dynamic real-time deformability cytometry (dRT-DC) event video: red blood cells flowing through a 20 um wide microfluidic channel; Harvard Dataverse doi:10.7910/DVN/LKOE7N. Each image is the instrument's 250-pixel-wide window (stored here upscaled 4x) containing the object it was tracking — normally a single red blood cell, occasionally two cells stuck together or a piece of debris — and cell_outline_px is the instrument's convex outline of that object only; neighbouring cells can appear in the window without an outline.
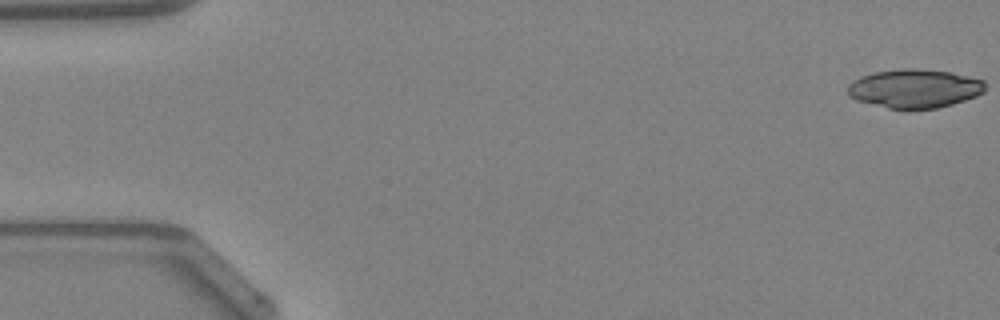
{"species": "Egyptian fruit bat (a non-hibernating species)", "species_latin": "Rousettus aegyptiacus", "temperature_condition": "warm", "stored_images_in_passage": 47, "camera_frame_rate_fps": 3000, "um_per_image_px": 0.085, "animal": {"sex": "female"}, "frame": {"image": 1, "passage_image": 1, "time_ms": 0.0, "image_size_px": [1000, 320], "cell_outline_px": [[984, 92], [976, 96], [952, 104], [936, 108], [908, 112], [904, 112], [856, 100], [848, 96], [848, 84], [860, 76], [876, 72], [904, 68], [916, 68], [952, 72], [984, 80]], "centroid_in_image_um": [77.72, 7.55], "position_along_channel_um": 7.3, "area_um2": 31.62}}
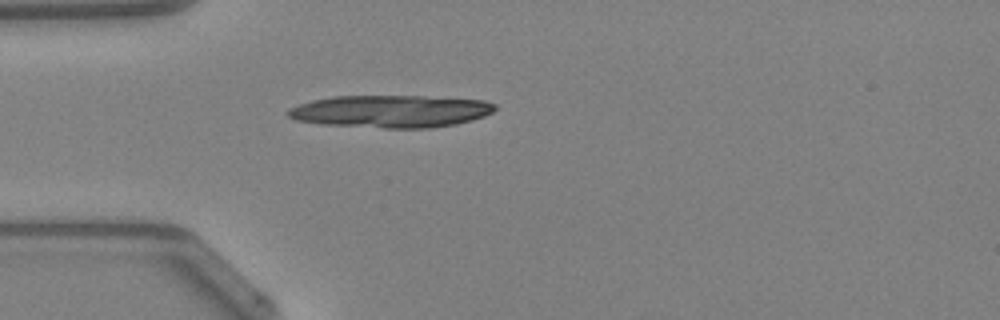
{"frame": {"image": 2, "passage_image": 14, "time_ms": 4.333, "image_size_px": [1000, 320], "cell_outline_px": [[496, 108], [492, 112], [484, 116], [472, 120], [456, 124], [428, 128], [384, 128], [324, 124], [296, 120], [288, 116], [288, 108], [312, 100], [332, 96], [424, 96], [484, 100], [496, 104]], "centroid_in_image_um": [33.23, 9.45], "position_along_channel_um": 51.8, "area_um2": 39.07}}